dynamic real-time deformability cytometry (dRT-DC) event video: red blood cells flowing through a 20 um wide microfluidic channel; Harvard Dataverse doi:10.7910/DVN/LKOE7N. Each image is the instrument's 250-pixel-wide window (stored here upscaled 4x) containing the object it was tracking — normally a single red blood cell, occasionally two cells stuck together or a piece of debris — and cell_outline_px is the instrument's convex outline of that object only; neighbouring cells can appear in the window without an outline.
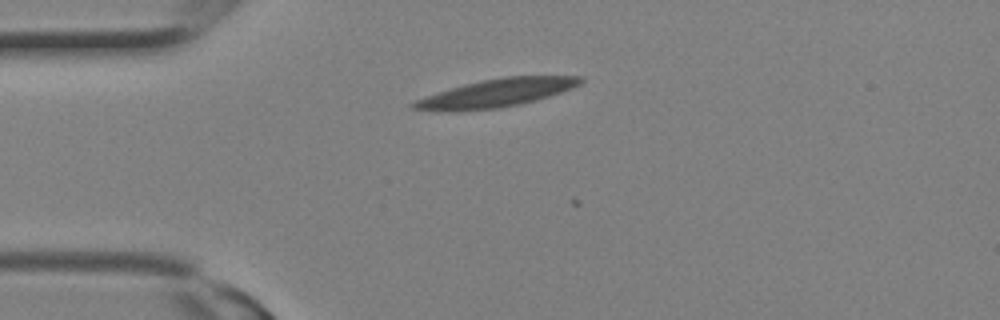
{"species": "Egyptian fruit bat (a non-hibernating species)", "species_latin": "Rousettus aegyptiacus", "temperature_condition": "room temperature", "stored_images_in_passage": 7, "camera_frame_rate_fps": 3000, "um_per_image_px": 0.085, "animal": {"sex": "female"}, "frame": {"image": 1, "passage_image": 3, "time_ms": 0.667, "image_size_px": [1000, 320], "cell_outline_px": [[584, 80], [580, 84], [572, 88], [548, 96], [520, 104], [496, 108], [456, 112], [436, 112], [408, 108], [408, 104], [416, 100], [464, 84], [504, 76], [584, 76]], "centroid_in_image_um": [42.13, 7.93], "position_along_channel_um": 42.9, "area_um2": 27.28}}